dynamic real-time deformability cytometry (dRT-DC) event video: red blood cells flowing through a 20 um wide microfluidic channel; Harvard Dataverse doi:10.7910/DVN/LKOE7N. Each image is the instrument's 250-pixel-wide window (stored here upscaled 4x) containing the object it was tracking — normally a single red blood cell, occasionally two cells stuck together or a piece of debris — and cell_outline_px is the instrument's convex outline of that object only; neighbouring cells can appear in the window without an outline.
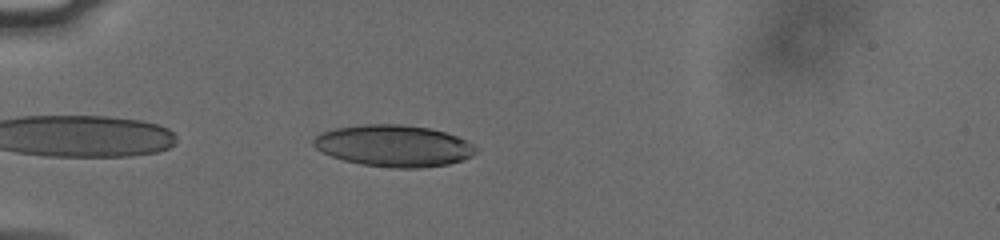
{"species": "human", "species_latin": "Homo sapiens", "temperature_condition": "cold", "stored_images_in_passage": 41, "camera_frame_rate_fps": 3000, "um_per_image_px": 0.085, "donor": {"sex": "male"}, "frame": {"image": 1, "passage_image": 3, "time_ms": 0.667, "image_size_px": [1000, 240], "cell_outline_px": [[480, 148], [472, 156], [464, 160], [448, 164], [420, 168], [396, 168], [364, 164], [344, 160], [332, 156], [316, 148], [312, 144], [312, 140], [320, 132], [336, 128], [364, 124], [400, 124], [428, 128], [444, 132], [456, 136]], "centroid_in_image_um": [33.49, 12.39], "position_along_channel_um": 51.5, "area_um2": 39.25}}
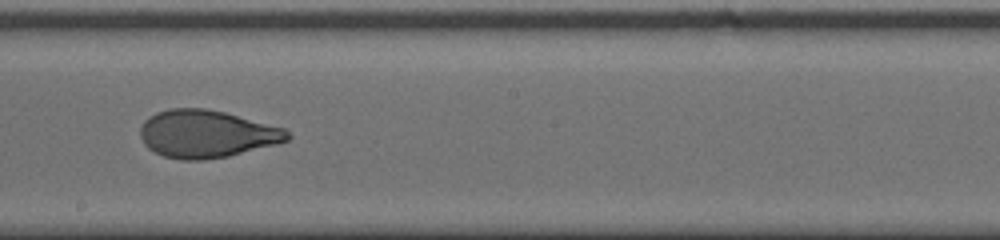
{"frame": {"image": 2, "passage_image": 19, "time_ms": 6.0, "image_size_px": [1000, 240], "cell_outline_px": [[292, 136], [288, 140], [276, 144], [228, 156], [204, 160], [180, 160], [164, 156], [148, 148], [144, 144], [140, 136], [140, 128], [144, 120], [156, 112], [168, 108], [204, 108], [224, 112], [284, 128]], "centroid_in_image_um": [17.53, 11.38], "position_along_channel_um": 230.7, "area_um2": 40.75}}
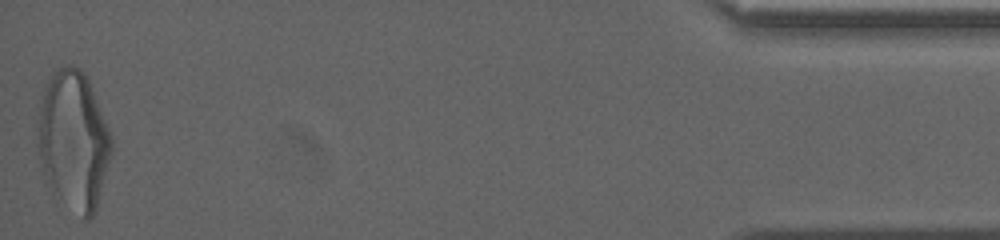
{"frame": {"image": 3, "passage_image": 41, "time_ms": 13.333, "image_size_px": [1000, 240], "cell_outline_px": [[112, 152], [96, 212], [88, 220], [84, 220], [52, 196], [44, 172], [36, 144], [40, 108], [44, 84], [52, 72], [56, 68], [68, 64], [72, 64], [80, 68], [84, 72], [88, 80], [112, 136]], "centroid_in_image_um": [6.24, 11.97], "position_along_channel_um": 429.0, "area_um2": 60.46}, "authors_computed_cell_mechanics": {"area_um2": 41.327, "velocity_mm_per_s": 3.803, "shape_relaxation_time_tau1_ms": 4.5736, "shape_relaxation_time_tau2_ms": 0.8993, "deformation_change_tau1": 0.1798, "deformation_change_tau2": 0.0641}}